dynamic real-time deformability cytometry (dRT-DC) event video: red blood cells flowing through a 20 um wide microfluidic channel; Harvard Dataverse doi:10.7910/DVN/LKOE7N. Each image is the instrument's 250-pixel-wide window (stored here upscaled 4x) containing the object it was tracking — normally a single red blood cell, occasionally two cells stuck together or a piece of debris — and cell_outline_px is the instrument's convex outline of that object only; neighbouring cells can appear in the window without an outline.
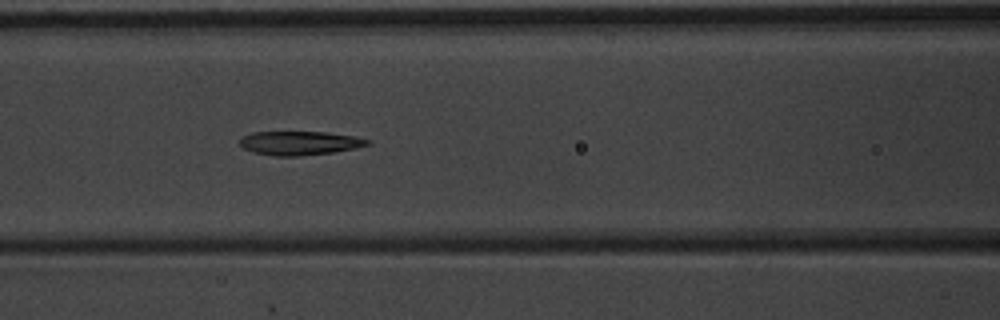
{"species": "common noctule bat (a hibernating species)", "species_latin": "Nyctalus noctula", "temperature_condition": "warm", "stored_images_in_passage": 9, "camera_frame_rate_fps": 3000, "um_per_image_px": 0.085, "animal": {"sex": "male", "body_mass_g": 20.1, "forearm_length_mm": 53.5}, "frame": {"image": 1, "passage_image": 7, "time_ms": 2.0, "image_size_px": [1000, 320], "cell_outline_px": [[372, 144], [356, 148], [332, 152], [300, 156], [276, 156], [252, 152], [244, 148], [240, 144], [240, 136], [252, 132], [324, 132], [356, 136], [372, 140]], "centroid_in_image_um": [25.49, 12.15], "position_along_channel_um": 141.1, "area_um2": 17.92}}
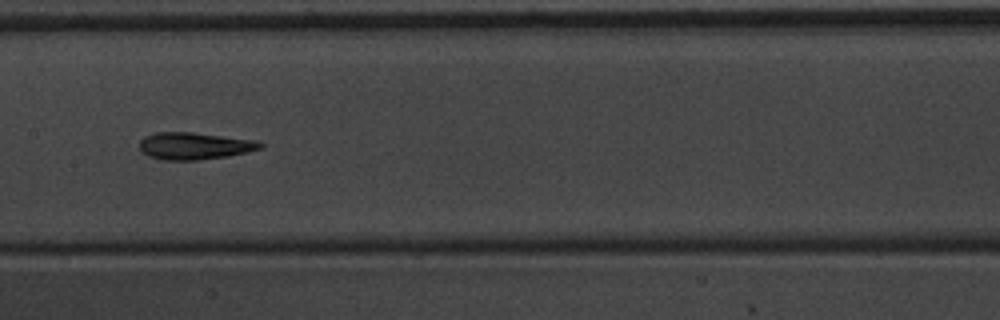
{"frame": {"image": 2, "passage_image": 8, "time_ms": 2.333, "image_size_px": [1000, 320], "cell_outline_px": [[264, 148], [248, 152], [228, 156], [200, 160], [164, 160], [148, 156], [140, 152], [140, 140], [144, 136], [156, 132], [192, 132], [256, 140], [264, 144]], "centroid_in_image_um": [16.53, 12.4], "position_along_channel_um": 190.9, "area_um2": 19.31}}
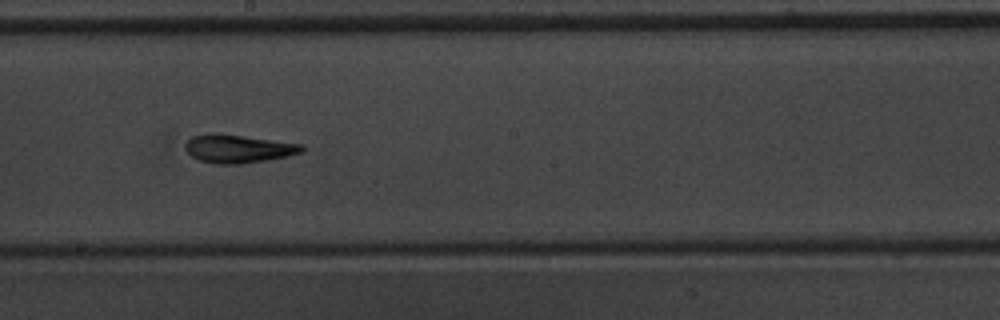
{"frame": {"image": 3, "passage_image": 9, "time_ms": 2.667, "image_size_px": [1000, 320], "cell_outline_px": [[304, 152], [288, 156], [244, 164], [212, 164], [200, 160], [192, 156], [184, 148], [184, 144], [192, 136], [208, 132], [216, 132], [304, 144]], "centroid_in_image_um": [20.24, 12.63], "position_along_channel_um": 228.0, "area_um2": 19.59}}